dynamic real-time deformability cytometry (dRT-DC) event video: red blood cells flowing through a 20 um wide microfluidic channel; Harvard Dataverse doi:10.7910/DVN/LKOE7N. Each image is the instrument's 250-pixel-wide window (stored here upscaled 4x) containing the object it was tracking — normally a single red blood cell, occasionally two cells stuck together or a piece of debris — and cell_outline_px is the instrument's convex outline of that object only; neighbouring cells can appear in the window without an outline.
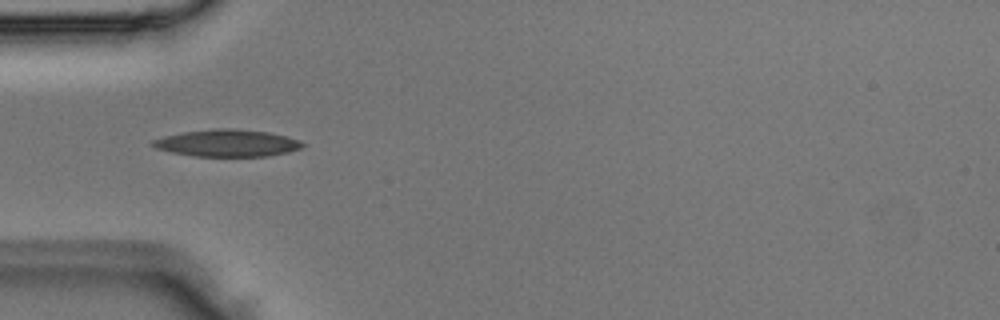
{"species": "Egyptian fruit bat (a non-hibernating species)", "species_latin": "Rousettus aegyptiacus", "temperature_condition": "room temperature", "stored_images_in_passage": 4, "camera_frame_rate_fps": 3000, "um_per_image_px": 0.085, "animal": {"sex": "male"}, "frame": {"image": 1, "passage_image": 3, "time_ms": 0.667, "image_size_px": [1000, 320], "cell_outline_px": [[304, 148], [288, 152], [268, 156], [192, 156], [172, 152], [156, 148], [152, 144], [152, 140], [164, 136], [184, 132], [216, 128], [232, 128], [268, 132], [288, 136], [300, 140], [304, 144]], "centroid_in_image_um": [19.36, 12.16], "position_along_channel_um": 65.6, "area_um2": 23.64}}